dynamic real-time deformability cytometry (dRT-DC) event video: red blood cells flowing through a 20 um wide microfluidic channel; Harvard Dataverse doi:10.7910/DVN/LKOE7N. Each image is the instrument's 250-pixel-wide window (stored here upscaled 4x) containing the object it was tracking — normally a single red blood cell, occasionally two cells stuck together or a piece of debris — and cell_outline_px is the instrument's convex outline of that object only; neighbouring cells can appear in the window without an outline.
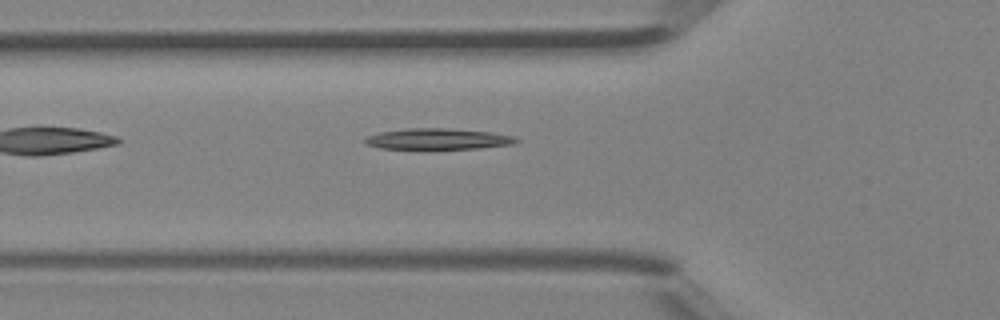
{"species": "Egyptian fruit bat (a non-hibernating species)", "species_latin": "Rousettus aegyptiacus", "temperature_condition": "room temperature", "stored_images_in_passage": 5, "camera_frame_rate_fps": 3000, "um_per_image_px": 0.085, "animal": {"sex": "female"}, "frame": {"image": 1, "passage_image": 5, "time_ms": 1.333, "image_size_px": [1000, 320], "cell_outline_px": [[520, 140], [512, 144], [480, 148], [380, 148], [368, 144], [364, 140], [368, 136], [380, 132], [408, 128], [444, 128], [492, 132], [512, 136]], "centroid_in_image_um": [37.25, 11.8], "position_along_channel_um": 88.6, "area_um2": 18.03}}